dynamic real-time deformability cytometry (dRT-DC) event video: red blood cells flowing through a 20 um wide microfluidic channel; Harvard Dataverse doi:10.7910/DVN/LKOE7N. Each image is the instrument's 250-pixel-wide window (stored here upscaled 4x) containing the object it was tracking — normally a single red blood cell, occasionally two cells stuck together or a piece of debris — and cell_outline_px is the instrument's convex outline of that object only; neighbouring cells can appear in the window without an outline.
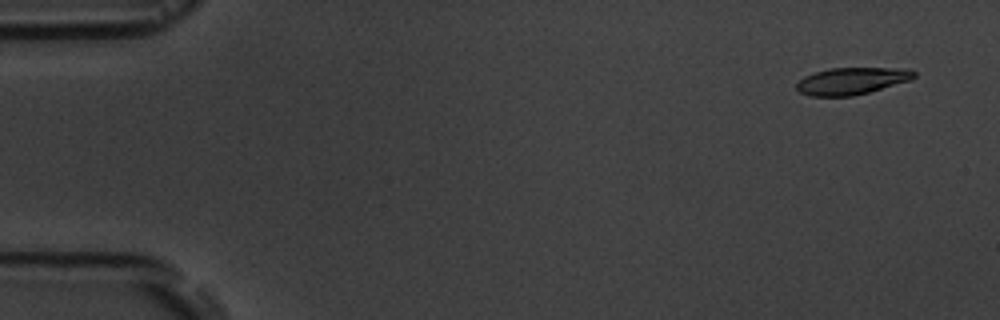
{"species": "common noctule bat (a hibernating species)", "species_latin": "Nyctalus noctula", "temperature_condition": "room temperature", "stored_images_in_passage": 7, "camera_frame_rate_fps": 3000, "um_per_image_px": 0.085, "animal": {"sex": "male", "body_mass_g": 19.5, "forearm_length_mm": 54.6}, "frame": {"image": 1, "passage_image": 1, "time_ms": 0.0, "image_size_px": [1000, 320], "cell_outline_px": [[916, 76], [912, 80], [868, 92], [852, 96], [808, 96], [800, 92], [796, 88], [796, 84], [804, 76], [828, 68], [908, 68], [916, 72]], "centroid_in_image_um": [72.42, 6.87], "position_along_channel_um": 12.6, "area_um2": 18.55}}
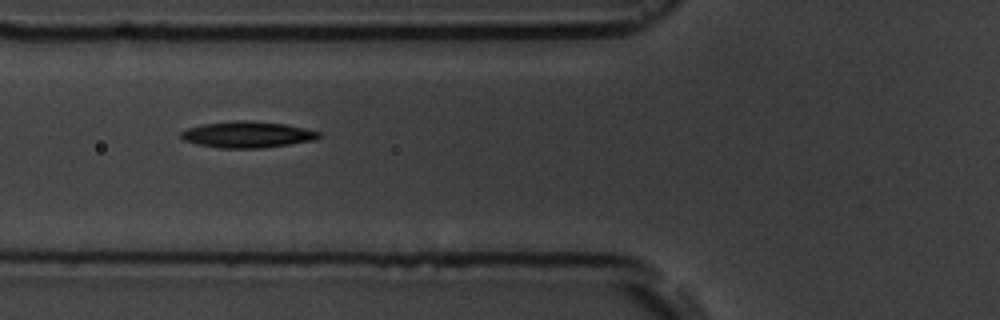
{"frame": {"image": 2, "passage_image": 6, "time_ms": 6.0, "image_size_px": [1000, 320], "cell_outline_px": [[324, 136], [316, 140], [264, 148], [220, 148], [200, 144], [184, 140], [180, 136], [180, 132], [188, 128], [204, 124], [236, 120], [248, 120], [284, 124], [304, 128], [320, 132]], "centroid_in_image_um": [21.08, 11.44], "position_along_channel_um": 104.7, "area_um2": 21.1}}
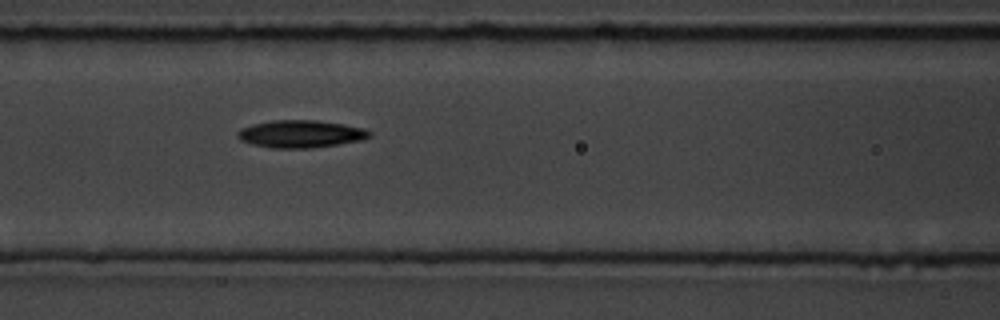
{"frame": {"image": 3, "passage_image": 7, "time_ms": 7.0, "image_size_px": [1000, 320], "cell_outline_px": [[372, 136], [360, 140], [312, 148], [272, 148], [252, 144], [240, 140], [236, 136], [236, 132], [240, 128], [252, 124], [272, 120], [316, 120], [344, 124], [364, 128], [372, 132]], "centroid_in_image_um": [25.53, 11.38], "position_along_channel_um": 141.1, "area_um2": 21.21}}